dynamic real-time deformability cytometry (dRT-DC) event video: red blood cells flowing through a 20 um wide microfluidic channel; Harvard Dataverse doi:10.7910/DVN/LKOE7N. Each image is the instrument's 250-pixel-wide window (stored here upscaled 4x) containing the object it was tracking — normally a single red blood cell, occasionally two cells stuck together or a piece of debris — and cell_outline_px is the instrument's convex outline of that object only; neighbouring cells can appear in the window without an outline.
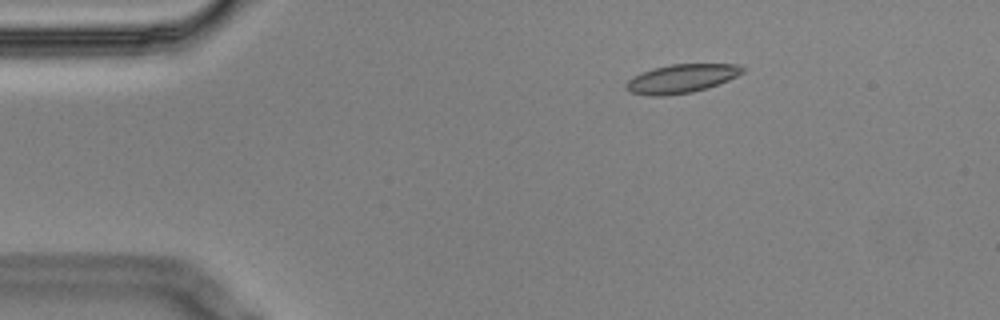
{"species": "Egyptian fruit bat (a non-hibernating species)", "species_latin": "Rousettus aegyptiacus", "temperature_condition": "cold", "stored_images_in_passage": 5, "camera_frame_rate_fps": 3000, "um_per_image_px": 0.085, "animal": {"sex": "male"}, "frame": {"image": 1, "passage_image": 3, "time_ms": 0.667, "image_size_px": [1000, 320], "cell_outline_px": [[744, 72], [728, 80], [692, 92], [660, 96], [648, 96], [628, 92], [624, 88], [624, 84], [632, 76], [640, 72], [652, 68], [672, 64], [740, 64], [744, 68]], "centroid_in_image_um": [57.84, 6.68], "position_along_channel_um": 27.2, "area_um2": 19.54}}